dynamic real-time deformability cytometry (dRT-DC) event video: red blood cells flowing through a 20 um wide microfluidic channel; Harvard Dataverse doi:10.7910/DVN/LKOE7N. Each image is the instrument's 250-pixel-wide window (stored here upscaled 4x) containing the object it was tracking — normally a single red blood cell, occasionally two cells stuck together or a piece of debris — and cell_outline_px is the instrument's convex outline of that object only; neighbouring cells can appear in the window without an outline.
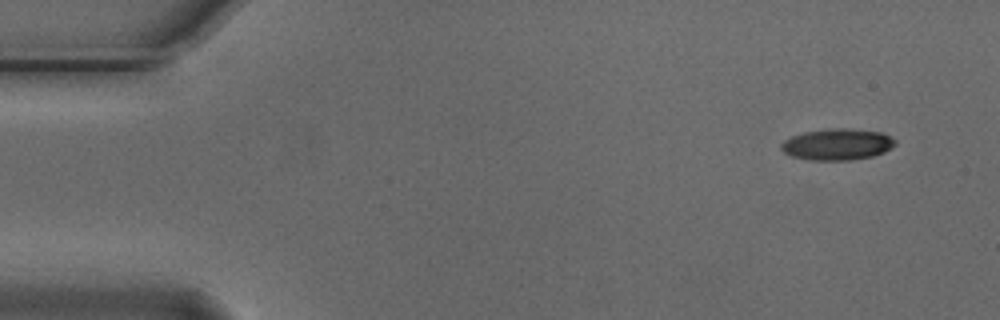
{"species": "Egyptian fruit bat (a non-hibernating species)", "species_latin": "Rousettus aegyptiacus", "temperature_condition": "cold", "stored_images_in_passage": 4, "camera_frame_rate_fps": 3000, "um_per_image_px": 0.085, "animal": {"sex": "male"}, "frame": {"image": 1, "passage_image": 1, "time_ms": 0.0, "image_size_px": [1000, 320], "cell_outline_px": [[896, 144], [892, 148], [884, 152], [872, 156], [848, 160], [808, 160], [792, 156], [784, 152], [780, 148], [780, 144], [784, 140], [792, 136], [804, 132], [828, 128], [848, 128], [880, 132], [892, 136], [896, 140]], "centroid_in_image_um": [71.18, 12.26], "position_along_channel_um": 13.8, "area_um2": 20.98}}
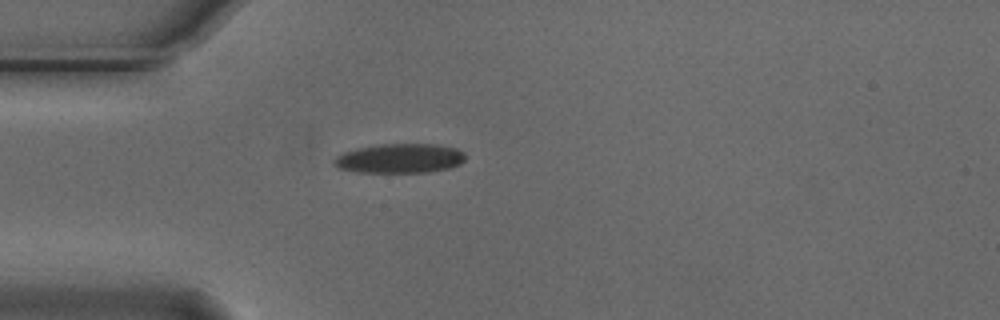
{"frame": {"image": 2, "passage_image": 4, "time_ms": 1.0, "image_size_px": [1000, 320], "cell_outline_px": [[464, 160], [460, 164], [448, 168], [428, 172], [356, 172], [336, 168], [332, 164], [332, 160], [336, 156], [344, 152], [360, 148], [380, 144], [436, 144], [456, 148], [464, 152]], "centroid_in_image_um": [33.95, 13.46], "position_along_channel_um": 51.1, "area_um2": 22.54}}